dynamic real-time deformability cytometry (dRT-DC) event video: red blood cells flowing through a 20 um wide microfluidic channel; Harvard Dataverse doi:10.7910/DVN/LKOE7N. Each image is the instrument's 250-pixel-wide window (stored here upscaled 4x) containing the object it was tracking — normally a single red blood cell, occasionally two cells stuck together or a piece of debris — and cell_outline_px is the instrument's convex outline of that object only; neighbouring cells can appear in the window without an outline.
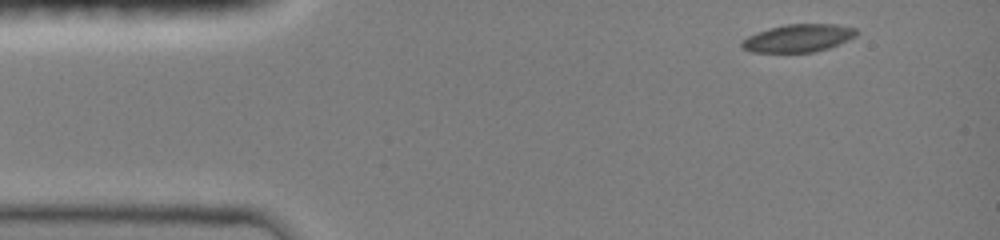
{"species": "common noctule bat (a hibernating species)", "species_latin": "Nyctalus noctula", "temperature_condition": "room temperature", "stored_images_in_passage": 5, "camera_frame_rate_fps": 3000, "um_per_image_px": 0.085, "animal": {"sex": "female", "body_mass_g": 19.0, "forearm_length_mm": 51.5}, "frame": {"image": 1, "passage_image": 1, "time_ms": 0.0, "image_size_px": [1000, 240], "cell_outline_px": [[860, 32], [856, 36], [828, 48], [812, 52], [752, 52], [744, 48], [740, 44], [740, 40], [756, 32], [768, 28], [784, 24], [836, 24], [856, 28]], "centroid_in_image_um": [67.84, 3.23], "position_along_channel_um": 17.2, "area_um2": 18.61}}
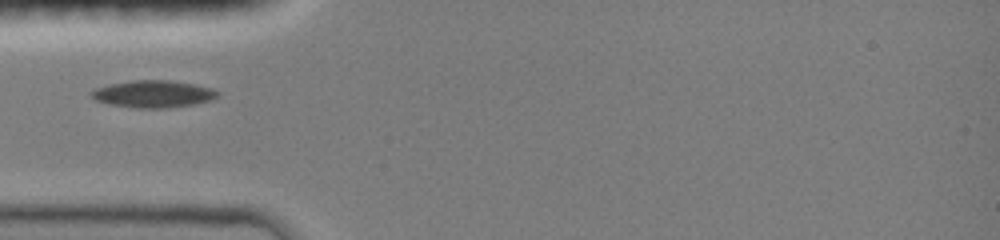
{"frame": {"image": 2, "passage_image": 4, "time_ms": 3.333, "image_size_px": [1000, 240], "cell_outline_px": [[220, 92], [212, 100], [192, 104], [168, 108], [136, 108], [108, 104], [96, 100], [88, 92], [96, 88], [108, 84], [132, 80], [168, 80], [192, 84], [212, 88]], "centroid_in_image_um": [12.99, 7.98], "position_along_channel_um": 72.0, "area_um2": 19.94}}
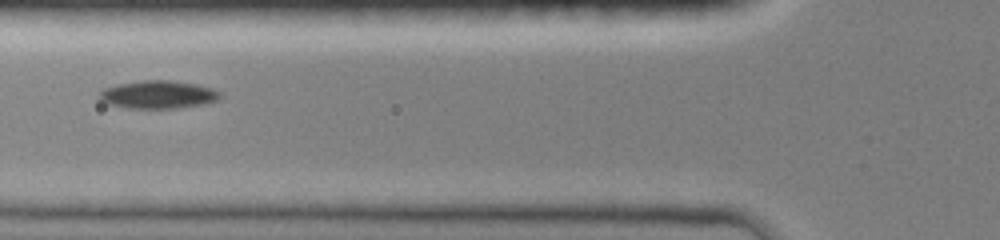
{"frame": {"image": 3, "passage_image": 5, "time_ms": 4.333, "image_size_px": [1000, 240], "cell_outline_px": [[220, 96], [216, 100], [204, 104], [176, 108], [128, 108], [108, 104], [100, 100], [100, 92], [104, 88], [120, 84], [140, 80], [168, 80], [196, 84], [212, 88], [220, 92]], "centroid_in_image_um": [13.43, 8.04], "position_along_channel_um": 112.4, "area_um2": 19.48}}